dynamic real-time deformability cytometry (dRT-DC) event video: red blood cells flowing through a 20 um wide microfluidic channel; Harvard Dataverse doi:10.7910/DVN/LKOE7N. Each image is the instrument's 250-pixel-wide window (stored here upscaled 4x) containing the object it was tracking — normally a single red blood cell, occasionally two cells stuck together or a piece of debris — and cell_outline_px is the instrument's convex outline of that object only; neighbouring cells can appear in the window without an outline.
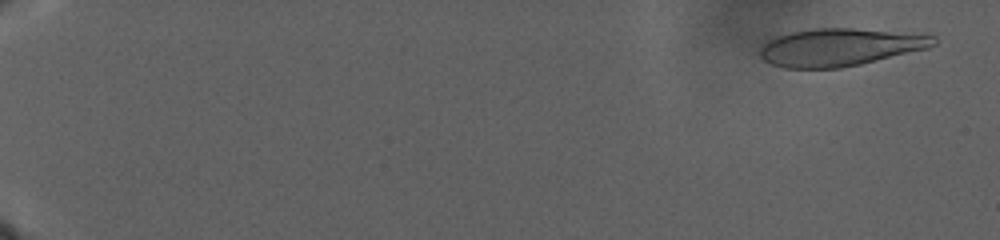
{"species": "human", "species_latin": "Homo sapiens", "temperature_condition": "warm", "stored_images_in_passage": 100, "camera_frame_rate_fps": 3000, "um_per_image_px": 0.085, "donor": {"sex": "male"}, "frame": {"image": 1, "passage_image": 5, "time_ms": 1.667, "image_size_px": [1000, 240], "cell_outline_px": [[936, 44], [928, 48], [860, 64], [840, 68], [784, 68], [772, 64], [764, 60], [760, 56], [760, 48], [768, 40], [776, 36], [792, 32], [812, 28], [852, 28], [936, 36]], "centroid_in_image_um": [71.35, 4.02], "position_along_channel_um": 13.6, "area_um2": 37.69}}
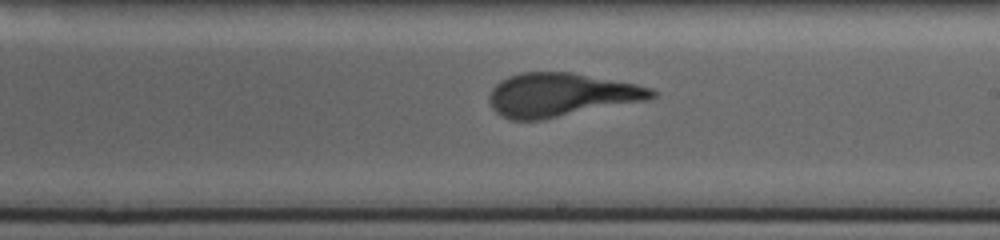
{"frame": {"image": 2, "passage_image": 56, "time_ms": 25.667, "image_size_px": [1000, 240], "cell_outline_px": [[656, 96], [648, 100], [540, 120], [512, 120], [496, 112], [492, 108], [488, 100], [488, 96], [492, 88], [500, 80], [508, 76], [524, 72], [572, 72], [636, 84], [652, 88], [656, 92]], "centroid_in_image_um": [47.67, 8.06], "position_along_channel_um": 241.3, "area_um2": 41.21}}
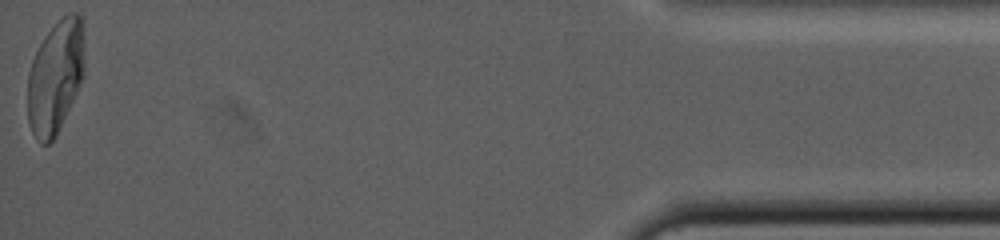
{"frame": {"image": 3, "passage_image": 100, "time_ms": 39.667, "image_size_px": [1000, 240], "cell_outline_px": [[84, 76], [56, 136], [48, 144], [40, 144], [36, 140], [28, 124], [28, 72], [32, 60], [44, 36], [68, 12], [76, 12], [80, 16], [84, 28]], "centroid_in_image_um": [4.72, 6.54], "position_along_channel_um": 430.5, "area_um2": 37.63}}